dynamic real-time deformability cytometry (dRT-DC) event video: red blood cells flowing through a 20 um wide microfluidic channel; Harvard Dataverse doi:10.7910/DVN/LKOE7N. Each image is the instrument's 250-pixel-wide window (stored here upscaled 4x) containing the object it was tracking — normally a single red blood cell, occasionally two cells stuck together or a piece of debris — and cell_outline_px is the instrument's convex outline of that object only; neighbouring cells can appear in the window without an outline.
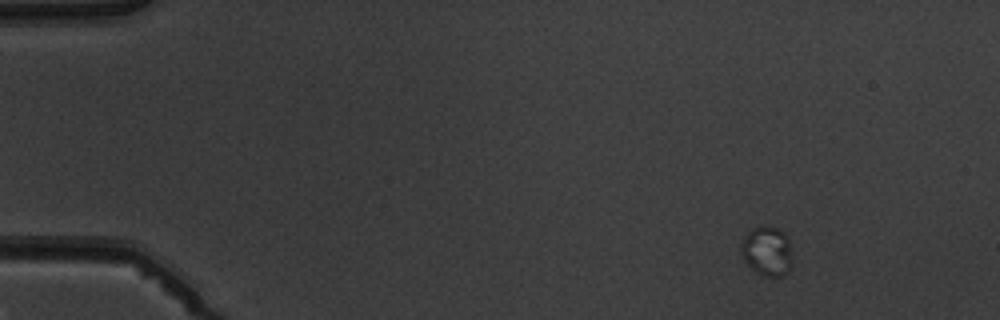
{"species": "common noctule bat (a hibernating species)", "species_latin": "Nyctalus noctula", "temperature_condition": "warm", "stored_images_in_passage": 4, "camera_frame_rate_fps": 3000, "um_per_image_px": 0.085, "animal": {"sex": "male", "body_mass_g": 19.5, "forearm_length_mm": 54.6}, "frame": {"image": 1, "passage_image": 1, "time_ms": 0.0, "image_size_px": [1000, 320], "cell_outline_px": [[792, 268], [788, 272], [780, 276], [764, 276], [756, 272], [744, 260], [740, 252], [740, 244], [748, 232], [752, 228], [764, 224], [780, 228], [788, 236], [792, 260]], "centroid_in_image_um": [65.21, 21.31], "position_along_channel_um": 19.8, "area_um2": 15.14}}